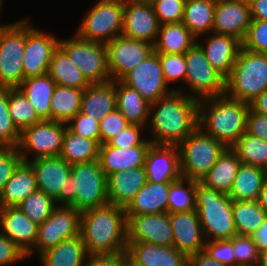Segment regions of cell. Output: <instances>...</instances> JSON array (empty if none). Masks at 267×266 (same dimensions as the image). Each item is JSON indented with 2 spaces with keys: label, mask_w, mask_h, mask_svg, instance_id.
Segmentation results:
<instances>
[{
  "label": "cell",
  "mask_w": 267,
  "mask_h": 266,
  "mask_svg": "<svg viewBox=\"0 0 267 266\" xmlns=\"http://www.w3.org/2000/svg\"><path fill=\"white\" fill-rule=\"evenodd\" d=\"M185 91H173L150 105L146 129L153 135L149 138L153 144L179 145L198 128L199 100Z\"/></svg>",
  "instance_id": "6da1fadb"
},
{
  "label": "cell",
  "mask_w": 267,
  "mask_h": 266,
  "mask_svg": "<svg viewBox=\"0 0 267 266\" xmlns=\"http://www.w3.org/2000/svg\"><path fill=\"white\" fill-rule=\"evenodd\" d=\"M80 235L88 256L125 253V208L108 204L81 212Z\"/></svg>",
  "instance_id": "7a4b0ae2"
},
{
  "label": "cell",
  "mask_w": 267,
  "mask_h": 266,
  "mask_svg": "<svg viewBox=\"0 0 267 266\" xmlns=\"http://www.w3.org/2000/svg\"><path fill=\"white\" fill-rule=\"evenodd\" d=\"M250 104L232 99L226 94L200 99L198 127L227 148H232L246 132Z\"/></svg>",
  "instance_id": "3957f363"
},
{
  "label": "cell",
  "mask_w": 267,
  "mask_h": 266,
  "mask_svg": "<svg viewBox=\"0 0 267 266\" xmlns=\"http://www.w3.org/2000/svg\"><path fill=\"white\" fill-rule=\"evenodd\" d=\"M195 208L206 241L231 239L237 235L233 200L227 194L195 181Z\"/></svg>",
  "instance_id": "277c9868"
},
{
  "label": "cell",
  "mask_w": 267,
  "mask_h": 266,
  "mask_svg": "<svg viewBox=\"0 0 267 266\" xmlns=\"http://www.w3.org/2000/svg\"><path fill=\"white\" fill-rule=\"evenodd\" d=\"M267 89V54L255 53L241 47L226 79L225 94L250 104Z\"/></svg>",
  "instance_id": "5b68a950"
},
{
  "label": "cell",
  "mask_w": 267,
  "mask_h": 266,
  "mask_svg": "<svg viewBox=\"0 0 267 266\" xmlns=\"http://www.w3.org/2000/svg\"><path fill=\"white\" fill-rule=\"evenodd\" d=\"M182 177L202 181L227 147L199 127L179 145Z\"/></svg>",
  "instance_id": "8992f818"
},
{
  "label": "cell",
  "mask_w": 267,
  "mask_h": 266,
  "mask_svg": "<svg viewBox=\"0 0 267 266\" xmlns=\"http://www.w3.org/2000/svg\"><path fill=\"white\" fill-rule=\"evenodd\" d=\"M26 18L0 25V88H18L24 80Z\"/></svg>",
  "instance_id": "52a82bcc"
},
{
  "label": "cell",
  "mask_w": 267,
  "mask_h": 266,
  "mask_svg": "<svg viewBox=\"0 0 267 266\" xmlns=\"http://www.w3.org/2000/svg\"><path fill=\"white\" fill-rule=\"evenodd\" d=\"M35 174L37 190L55 199L61 206L75 208L72 165L58 157L38 158L28 162Z\"/></svg>",
  "instance_id": "ba28073f"
},
{
  "label": "cell",
  "mask_w": 267,
  "mask_h": 266,
  "mask_svg": "<svg viewBox=\"0 0 267 266\" xmlns=\"http://www.w3.org/2000/svg\"><path fill=\"white\" fill-rule=\"evenodd\" d=\"M59 47L82 71L90 84L111 81L106 44L81 38L76 32L70 39H60Z\"/></svg>",
  "instance_id": "9c48e42d"
},
{
  "label": "cell",
  "mask_w": 267,
  "mask_h": 266,
  "mask_svg": "<svg viewBox=\"0 0 267 266\" xmlns=\"http://www.w3.org/2000/svg\"><path fill=\"white\" fill-rule=\"evenodd\" d=\"M124 0H98L83 16L76 33L89 41L107 44L122 35Z\"/></svg>",
  "instance_id": "30bf717a"
},
{
  "label": "cell",
  "mask_w": 267,
  "mask_h": 266,
  "mask_svg": "<svg viewBox=\"0 0 267 266\" xmlns=\"http://www.w3.org/2000/svg\"><path fill=\"white\" fill-rule=\"evenodd\" d=\"M185 87L197 100L224 95L226 79L209 63L202 48L195 43L186 53Z\"/></svg>",
  "instance_id": "8fae6325"
},
{
  "label": "cell",
  "mask_w": 267,
  "mask_h": 266,
  "mask_svg": "<svg viewBox=\"0 0 267 266\" xmlns=\"http://www.w3.org/2000/svg\"><path fill=\"white\" fill-rule=\"evenodd\" d=\"M66 127L63 122L42 120L23 128L16 147L22 161L29 162V153L36 154L31 160L60 156Z\"/></svg>",
  "instance_id": "7c38bea8"
},
{
  "label": "cell",
  "mask_w": 267,
  "mask_h": 266,
  "mask_svg": "<svg viewBox=\"0 0 267 266\" xmlns=\"http://www.w3.org/2000/svg\"><path fill=\"white\" fill-rule=\"evenodd\" d=\"M71 176L75 190V209H88L108 205L107 176L98 160L72 165Z\"/></svg>",
  "instance_id": "4fadbf2b"
},
{
  "label": "cell",
  "mask_w": 267,
  "mask_h": 266,
  "mask_svg": "<svg viewBox=\"0 0 267 266\" xmlns=\"http://www.w3.org/2000/svg\"><path fill=\"white\" fill-rule=\"evenodd\" d=\"M81 212L71 206L59 205L43 224L38 225L37 240L34 249L38 257L55 247L63 240L80 235Z\"/></svg>",
  "instance_id": "5bb4252c"
},
{
  "label": "cell",
  "mask_w": 267,
  "mask_h": 266,
  "mask_svg": "<svg viewBox=\"0 0 267 266\" xmlns=\"http://www.w3.org/2000/svg\"><path fill=\"white\" fill-rule=\"evenodd\" d=\"M120 81L128 87L137 90L149 104H153L160 98L180 89L168 87L163 75L159 55L155 51L132 71L127 73Z\"/></svg>",
  "instance_id": "9a60e30c"
},
{
  "label": "cell",
  "mask_w": 267,
  "mask_h": 266,
  "mask_svg": "<svg viewBox=\"0 0 267 266\" xmlns=\"http://www.w3.org/2000/svg\"><path fill=\"white\" fill-rule=\"evenodd\" d=\"M108 71L112 81H120L154 52V45L119 35L106 44Z\"/></svg>",
  "instance_id": "2e32d148"
},
{
  "label": "cell",
  "mask_w": 267,
  "mask_h": 266,
  "mask_svg": "<svg viewBox=\"0 0 267 266\" xmlns=\"http://www.w3.org/2000/svg\"><path fill=\"white\" fill-rule=\"evenodd\" d=\"M29 23L26 19V45L22 61L24 79L48 73L51 58L60 40Z\"/></svg>",
  "instance_id": "e0dca14e"
},
{
  "label": "cell",
  "mask_w": 267,
  "mask_h": 266,
  "mask_svg": "<svg viewBox=\"0 0 267 266\" xmlns=\"http://www.w3.org/2000/svg\"><path fill=\"white\" fill-rule=\"evenodd\" d=\"M127 242H143L159 246H173L174 238L170 214L126 216Z\"/></svg>",
  "instance_id": "ac0fdd59"
},
{
  "label": "cell",
  "mask_w": 267,
  "mask_h": 266,
  "mask_svg": "<svg viewBox=\"0 0 267 266\" xmlns=\"http://www.w3.org/2000/svg\"><path fill=\"white\" fill-rule=\"evenodd\" d=\"M159 27L151 2L124 0L122 35L154 45Z\"/></svg>",
  "instance_id": "d6986e66"
},
{
  "label": "cell",
  "mask_w": 267,
  "mask_h": 266,
  "mask_svg": "<svg viewBox=\"0 0 267 266\" xmlns=\"http://www.w3.org/2000/svg\"><path fill=\"white\" fill-rule=\"evenodd\" d=\"M251 22L248 0H216L213 32L233 36L242 42Z\"/></svg>",
  "instance_id": "ffe728a7"
},
{
  "label": "cell",
  "mask_w": 267,
  "mask_h": 266,
  "mask_svg": "<svg viewBox=\"0 0 267 266\" xmlns=\"http://www.w3.org/2000/svg\"><path fill=\"white\" fill-rule=\"evenodd\" d=\"M147 181L171 183L182 177L178 145L152 144L144 163Z\"/></svg>",
  "instance_id": "44dd1931"
},
{
  "label": "cell",
  "mask_w": 267,
  "mask_h": 266,
  "mask_svg": "<svg viewBox=\"0 0 267 266\" xmlns=\"http://www.w3.org/2000/svg\"><path fill=\"white\" fill-rule=\"evenodd\" d=\"M127 266H188V257L174 246L127 242Z\"/></svg>",
  "instance_id": "7402d4cb"
},
{
  "label": "cell",
  "mask_w": 267,
  "mask_h": 266,
  "mask_svg": "<svg viewBox=\"0 0 267 266\" xmlns=\"http://www.w3.org/2000/svg\"><path fill=\"white\" fill-rule=\"evenodd\" d=\"M173 246L187 257L204 250L206 239L196 210L170 214Z\"/></svg>",
  "instance_id": "603a6c76"
},
{
  "label": "cell",
  "mask_w": 267,
  "mask_h": 266,
  "mask_svg": "<svg viewBox=\"0 0 267 266\" xmlns=\"http://www.w3.org/2000/svg\"><path fill=\"white\" fill-rule=\"evenodd\" d=\"M0 232L8 236L27 256L37 240L38 225L19 207H0Z\"/></svg>",
  "instance_id": "cb8c5ba5"
},
{
  "label": "cell",
  "mask_w": 267,
  "mask_h": 266,
  "mask_svg": "<svg viewBox=\"0 0 267 266\" xmlns=\"http://www.w3.org/2000/svg\"><path fill=\"white\" fill-rule=\"evenodd\" d=\"M210 34L206 38L205 46L199 43V40L196 43L202 48L205 57L213 68L227 79L242 47V42L230 35L215 32Z\"/></svg>",
  "instance_id": "d4e9b609"
},
{
  "label": "cell",
  "mask_w": 267,
  "mask_h": 266,
  "mask_svg": "<svg viewBox=\"0 0 267 266\" xmlns=\"http://www.w3.org/2000/svg\"><path fill=\"white\" fill-rule=\"evenodd\" d=\"M153 143L147 139L142 145L128 148H116L101 144L98 161L106 176L113 172H123L144 166L146 154Z\"/></svg>",
  "instance_id": "484cf974"
},
{
  "label": "cell",
  "mask_w": 267,
  "mask_h": 266,
  "mask_svg": "<svg viewBox=\"0 0 267 266\" xmlns=\"http://www.w3.org/2000/svg\"><path fill=\"white\" fill-rule=\"evenodd\" d=\"M146 182L144 166L113 172L107 176L108 203L126 208Z\"/></svg>",
  "instance_id": "4316f807"
},
{
  "label": "cell",
  "mask_w": 267,
  "mask_h": 266,
  "mask_svg": "<svg viewBox=\"0 0 267 266\" xmlns=\"http://www.w3.org/2000/svg\"><path fill=\"white\" fill-rule=\"evenodd\" d=\"M170 184L147 181L125 208L126 216L167 213Z\"/></svg>",
  "instance_id": "83f0119b"
},
{
  "label": "cell",
  "mask_w": 267,
  "mask_h": 266,
  "mask_svg": "<svg viewBox=\"0 0 267 266\" xmlns=\"http://www.w3.org/2000/svg\"><path fill=\"white\" fill-rule=\"evenodd\" d=\"M36 190L35 174L31 165L21 161L0 193V207H18Z\"/></svg>",
  "instance_id": "f1b7e54d"
},
{
  "label": "cell",
  "mask_w": 267,
  "mask_h": 266,
  "mask_svg": "<svg viewBox=\"0 0 267 266\" xmlns=\"http://www.w3.org/2000/svg\"><path fill=\"white\" fill-rule=\"evenodd\" d=\"M115 108V81L91 84L84 89L81 100V113L100 121Z\"/></svg>",
  "instance_id": "f546056e"
},
{
  "label": "cell",
  "mask_w": 267,
  "mask_h": 266,
  "mask_svg": "<svg viewBox=\"0 0 267 266\" xmlns=\"http://www.w3.org/2000/svg\"><path fill=\"white\" fill-rule=\"evenodd\" d=\"M116 108L130 124L147 127L150 105L137 91L115 81Z\"/></svg>",
  "instance_id": "4dcf8cb0"
},
{
  "label": "cell",
  "mask_w": 267,
  "mask_h": 266,
  "mask_svg": "<svg viewBox=\"0 0 267 266\" xmlns=\"http://www.w3.org/2000/svg\"><path fill=\"white\" fill-rule=\"evenodd\" d=\"M56 83L49 76L24 79L18 89L24 94L42 120H51V97Z\"/></svg>",
  "instance_id": "1f68e13d"
},
{
  "label": "cell",
  "mask_w": 267,
  "mask_h": 266,
  "mask_svg": "<svg viewBox=\"0 0 267 266\" xmlns=\"http://www.w3.org/2000/svg\"><path fill=\"white\" fill-rule=\"evenodd\" d=\"M241 161L232 148H227L202 179L207 187L229 195Z\"/></svg>",
  "instance_id": "d6a6232c"
},
{
  "label": "cell",
  "mask_w": 267,
  "mask_h": 266,
  "mask_svg": "<svg viewBox=\"0 0 267 266\" xmlns=\"http://www.w3.org/2000/svg\"><path fill=\"white\" fill-rule=\"evenodd\" d=\"M39 257L42 266H84L88 254L81 235H78L61 241Z\"/></svg>",
  "instance_id": "836d02e7"
},
{
  "label": "cell",
  "mask_w": 267,
  "mask_h": 266,
  "mask_svg": "<svg viewBox=\"0 0 267 266\" xmlns=\"http://www.w3.org/2000/svg\"><path fill=\"white\" fill-rule=\"evenodd\" d=\"M197 39L182 23L160 25L157 40L154 44L156 53L185 54Z\"/></svg>",
  "instance_id": "e575fe53"
},
{
  "label": "cell",
  "mask_w": 267,
  "mask_h": 266,
  "mask_svg": "<svg viewBox=\"0 0 267 266\" xmlns=\"http://www.w3.org/2000/svg\"><path fill=\"white\" fill-rule=\"evenodd\" d=\"M267 171L263 168L240 164L229 197L233 201H254L258 199Z\"/></svg>",
  "instance_id": "d590c367"
},
{
  "label": "cell",
  "mask_w": 267,
  "mask_h": 266,
  "mask_svg": "<svg viewBox=\"0 0 267 266\" xmlns=\"http://www.w3.org/2000/svg\"><path fill=\"white\" fill-rule=\"evenodd\" d=\"M216 0H186L182 23L198 40L213 32ZM198 37V38H197Z\"/></svg>",
  "instance_id": "8d00e7d4"
},
{
  "label": "cell",
  "mask_w": 267,
  "mask_h": 266,
  "mask_svg": "<svg viewBox=\"0 0 267 266\" xmlns=\"http://www.w3.org/2000/svg\"><path fill=\"white\" fill-rule=\"evenodd\" d=\"M49 76L56 85L85 89L91 84L83 76L82 71L69 59L68 55L58 47L50 61Z\"/></svg>",
  "instance_id": "74e56055"
},
{
  "label": "cell",
  "mask_w": 267,
  "mask_h": 266,
  "mask_svg": "<svg viewBox=\"0 0 267 266\" xmlns=\"http://www.w3.org/2000/svg\"><path fill=\"white\" fill-rule=\"evenodd\" d=\"M100 144L83 138L66 127L60 157L70 165L88 163L98 160Z\"/></svg>",
  "instance_id": "f35d334b"
},
{
  "label": "cell",
  "mask_w": 267,
  "mask_h": 266,
  "mask_svg": "<svg viewBox=\"0 0 267 266\" xmlns=\"http://www.w3.org/2000/svg\"><path fill=\"white\" fill-rule=\"evenodd\" d=\"M84 89L56 85L51 97V120L68 123L80 112Z\"/></svg>",
  "instance_id": "ab89813d"
},
{
  "label": "cell",
  "mask_w": 267,
  "mask_h": 266,
  "mask_svg": "<svg viewBox=\"0 0 267 266\" xmlns=\"http://www.w3.org/2000/svg\"><path fill=\"white\" fill-rule=\"evenodd\" d=\"M267 217L257 200L233 201V219L238 235L251 236Z\"/></svg>",
  "instance_id": "60d3db41"
},
{
  "label": "cell",
  "mask_w": 267,
  "mask_h": 266,
  "mask_svg": "<svg viewBox=\"0 0 267 266\" xmlns=\"http://www.w3.org/2000/svg\"><path fill=\"white\" fill-rule=\"evenodd\" d=\"M242 164L263 168L267 171V142L244 133L232 147Z\"/></svg>",
  "instance_id": "b9f144b4"
},
{
  "label": "cell",
  "mask_w": 267,
  "mask_h": 266,
  "mask_svg": "<svg viewBox=\"0 0 267 266\" xmlns=\"http://www.w3.org/2000/svg\"><path fill=\"white\" fill-rule=\"evenodd\" d=\"M193 210H196L195 181L185 177L172 181L168 195V213L190 212Z\"/></svg>",
  "instance_id": "7bdbcfd3"
},
{
  "label": "cell",
  "mask_w": 267,
  "mask_h": 266,
  "mask_svg": "<svg viewBox=\"0 0 267 266\" xmlns=\"http://www.w3.org/2000/svg\"><path fill=\"white\" fill-rule=\"evenodd\" d=\"M8 110L13 123L20 131L42 121L34 107L18 88H8Z\"/></svg>",
  "instance_id": "ee69618b"
},
{
  "label": "cell",
  "mask_w": 267,
  "mask_h": 266,
  "mask_svg": "<svg viewBox=\"0 0 267 266\" xmlns=\"http://www.w3.org/2000/svg\"><path fill=\"white\" fill-rule=\"evenodd\" d=\"M18 207L32 222L40 225L58 206L54 198L46 195L43 191L36 190L28 195Z\"/></svg>",
  "instance_id": "f6af8a7d"
},
{
  "label": "cell",
  "mask_w": 267,
  "mask_h": 266,
  "mask_svg": "<svg viewBox=\"0 0 267 266\" xmlns=\"http://www.w3.org/2000/svg\"><path fill=\"white\" fill-rule=\"evenodd\" d=\"M19 140L20 130L8 110V88H0V147L16 148Z\"/></svg>",
  "instance_id": "bcb514c9"
},
{
  "label": "cell",
  "mask_w": 267,
  "mask_h": 266,
  "mask_svg": "<svg viewBox=\"0 0 267 266\" xmlns=\"http://www.w3.org/2000/svg\"><path fill=\"white\" fill-rule=\"evenodd\" d=\"M235 266H258L260 251L251 236L232 237Z\"/></svg>",
  "instance_id": "7dc6e473"
},
{
  "label": "cell",
  "mask_w": 267,
  "mask_h": 266,
  "mask_svg": "<svg viewBox=\"0 0 267 266\" xmlns=\"http://www.w3.org/2000/svg\"><path fill=\"white\" fill-rule=\"evenodd\" d=\"M186 0H152L155 15L160 25L180 23L184 16Z\"/></svg>",
  "instance_id": "c3c4849f"
},
{
  "label": "cell",
  "mask_w": 267,
  "mask_h": 266,
  "mask_svg": "<svg viewBox=\"0 0 267 266\" xmlns=\"http://www.w3.org/2000/svg\"><path fill=\"white\" fill-rule=\"evenodd\" d=\"M163 75L167 85L169 82L180 81L185 84L186 62L185 54L158 53Z\"/></svg>",
  "instance_id": "681fc988"
},
{
  "label": "cell",
  "mask_w": 267,
  "mask_h": 266,
  "mask_svg": "<svg viewBox=\"0 0 267 266\" xmlns=\"http://www.w3.org/2000/svg\"><path fill=\"white\" fill-rule=\"evenodd\" d=\"M242 48L267 54V20H252L242 41Z\"/></svg>",
  "instance_id": "f907efd6"
},
{
  "label": "cell",
  "mask_w": 267,
  "mask_h": 266,
  "mask_svg": "<svg viewBox=\"0 0 267 266\" xmlns=\"http://www.w3.org/2000/svg\"><path fill=\"white\" fill-rule=\"evenodd\" d=\"M66 124L73 133L100 144L99 120L79 112Z\"/></svg>",
  "instance_id": "816d5d0a"
},
{
  "label": "cell",
  "mask_w": 267,
  "mask_h": 266,
  "mask_svg": "<svg viewBox=\"0 0 267 266\" xmlns=\"http://www.w3.org/2000/svg\"><path fill=\"white\" fill-rule=\"evenodd\" d=\"M130 123L117 108L99 121L100 145L106 144L117 133L126 128Z\"/></svg>",
  "instance_id": "f5cc1de1"
},
{
  "label": "cell",
  "mask_w": 267,
  "mask_h": 266,
  "mask_svg": "<svg viewBox=\"0 0 267 266\" xmlns=\"http://www.w3.org/2000/svg\"><path fill=\"white\" fill-rule=\"evenodd\" d=\"M204 251L224 266H235L232 238L225 240L206 241Z\"/></svg>",
  "instance_id": "db71d44e"
},
{
  "label": "cell",
  "mask_w": 267,
  "mask_h": 266,
  "mask_svg": "<svg viewBox=\"0 0 267 266\" xmlns=\"http://www.w3.org/2000/svg\"><path fill=\"white\" fill-rule=\"evenodd\" d=\"M145 128L140 125L130 124L110 139L107 144L122 149L142 145L147 140V138L142 139L141 137L142 129L145 130Z\"/></svg>",
  "instance_id": "11a10c76"
},
{
  "label": "cell",
  "mask_w": 267,
  "mask_h": 266,
  "mask_svg": "<svg viewBox=\"0 0 267 266\" xmlns=\"http://www.w3.org/2000/svg\"><path fill=\"white\" fill-rule=\"evenodd\" d=\"M21 161L17 148L0 147V193Z\"/></svg>",
  "instance_id": "9f6ffc18"
},
{
  "label": "cell",
  "mask_w": 267,
  "mask_h": 266,
  "mask_svg": "<svg viewBox=\"0 0 267 266\" xmlns=\"http://www.w3.org/2000/svg\"><path fill=\"white\" fill-rule=\"evenodd\" d=\"M26 257L8 236L0 232V266L15 264Z\"/></svg>",
  "instance_id": "6f0895ef"
},
{
  "label": "cell",
  "mask_w": 267,
  "mask_h": 266,
  "mask_svg": "<svg viewBox=\"0 0 267 266\" xmlns=\"http://www.w3.org/2000/svg\"><path fill=\"white\" fill-rule=\"evenodd\" d=\"M246 133L267 142V116L250 108L247 115Z\"/></svg>",
  "instance_id": "680465c9"
},
{
  "label": "cell",
  "mask_w": 267,
  "mask_h": 266,
  "mask_svg": "<svg viewBox=\"0 0 267 266\" xmlns=\"http://www.w3.org/2000/svg\"><path fill=\"white\" fill-rule=\"evenodd\" d=\"M84 266H127L125 253L88 256Z\"/></svg>",
  "instance_id": "91938a15"
},
{
  "label": "cell",
  "mask_w": 267,
  "mask_h": 266,
  "mask_svg": "<svg viewBox=\"0 0 267 266\" xmlns=\"http://www.w3.org/2000/svg\"><path fill=\"white\" fill-rule=\"evenodd\" d=\"M188 266H224L211 258L204 250L188 257Z\"/></svg>",
  "instance_id": "94428289"
},
{
  "label": "cell",
  "mask_w": 267,
  "mask_h": 266,
  "mask_svg": "<svg viewBox=\"0 0 267 266\" xmlns=\"http://www.w3.org/2000/svg\"><path fill=\"white\" fill-rule=\"evenodd\" d=\"M252 20H267V0H248Z\"/></svg>",
  "instance_id": "6125c7cd"
},
{
  "label": "cell",
  "mask_w": 267,
  "mask_h": 266,
  "mask_svg": "<svg viewBox=\"0 0 267 266\" xmlns=\"http://www.w3.org/2000/svg\"><path fill=\"white\" fill-rule=\"evenodd\" d=\"M251 237L260 252L267 248V217L265 218L264 223L251 235Z\"/></svg>",
  "instance_id": "be15d7a7"
},
{
  "label": "cell",
  "mask_w": 267,
  "mask_h": 266,
  "mask_svg": "<svg viewBox=\"0 0 267 266\" xmlns=\"http://www.w3.org/2000/svg\"><path fill=\"white\" fill-rule=\"evenodd\" d=\"M250 108L259 114L267 116V89L250 103Z\"/></svg>",
  "instance_id": "e7e4bbea"
},
{
  "label": "cell",
  "mask_w": 267,
  "mask_h": 266,
  "mask_svg": "<svg viewBox=\"0 0 267 266\" xmlns=\"http://www.w3.org/2000/svg\"><path fill=\"white\" fill-rule=\"evenodd\" d=\"M258 204L267 214V178L264 180L261 191L258 196Z\"/></svg>",
  "instance_id": "03108f58"
},
{
  "label": "cell",
  "mask_w": 267,
  "mask_h": 266,
  "mask_svg": "<svg viewBox=\"0 0 267 266\" xmlns=\"http://www.w3.org/2000/svg\"><path fill=\"white\" fill-rule=\"evenodd\" d=\"M258 266H267V248L260 252Z\"/></svg>",
  "instance_id": "003e7915"
},
{
  "label": "cell",
  "mask_w": 267,
  "mask_h": 266,
  "mask_svg": "<svg viewBox=\"0 0 267 266\" xmlns=\"http://www.w3.org/2000/svg\"><path fill=\"white\" fill-rule=\"evenodd\" d=\"M128 1H141V2H151L152 0H128Z\"/></svg>",
  "instance_id": "a7ac6f4b"
},
{
  "label": "cell",
  "mask_w": 267,
  "mask_h": 266,
  "mask_svg": "<svg viewBox=\"0 0 267 266\" xmlns=\"http://www.w3.org/2000/svg\"><path fill=\"white\" fill-rule=\"evenodd\" d=\"M2 5H3V0H0V10L2 9L1 7H3Z\"/></svg>",
  "instance_id": "89a4df30"
}]
</instances>
